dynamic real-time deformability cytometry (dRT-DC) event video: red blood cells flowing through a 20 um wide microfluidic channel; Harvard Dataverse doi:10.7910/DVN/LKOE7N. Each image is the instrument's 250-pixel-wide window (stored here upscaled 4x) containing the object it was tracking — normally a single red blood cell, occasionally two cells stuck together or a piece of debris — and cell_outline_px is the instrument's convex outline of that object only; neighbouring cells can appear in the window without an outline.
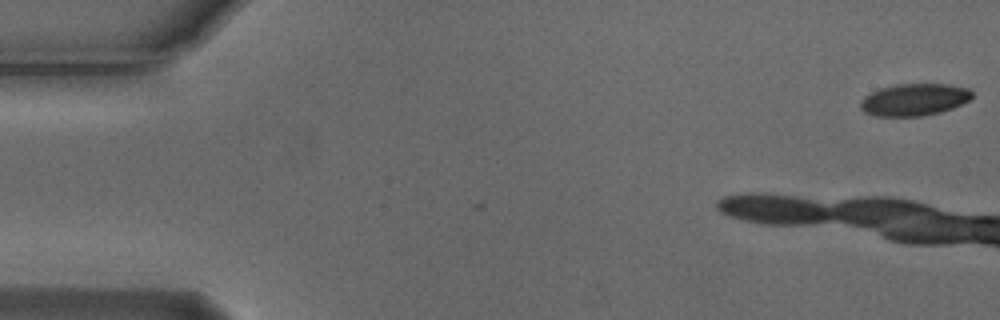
{"species": "Egyptian fruit bat (a non-hibernating species)", "species_latin": "Rousettus aegyptiacus", "temperature_condition": "cold", "stored_images_in_passage": 5, "segment_of_instrument_passage": [2, 2], "camera_frame_rate_fps": 3000, "um_per_image_px": 0.085, "animal": {"sex": "male"}, "frame": {"image": 1, "passage_image": 5, "time_ms": 1.333, "image_size_px": [1000, 320], "cell_outline_px": [[972, 96], [968, 100], [952, 108], [940, 112], [924, 116], [876, 116], [864, 112], [860, 108], [860, 104], [864, 96], [880, 88], [896, 84], [948, 84], [968, 88], [972, 92]], "centroid_in_image_um": [77.69, 8.47], "position_along_channel_um": 7.3, "area_um2": 20.81}}